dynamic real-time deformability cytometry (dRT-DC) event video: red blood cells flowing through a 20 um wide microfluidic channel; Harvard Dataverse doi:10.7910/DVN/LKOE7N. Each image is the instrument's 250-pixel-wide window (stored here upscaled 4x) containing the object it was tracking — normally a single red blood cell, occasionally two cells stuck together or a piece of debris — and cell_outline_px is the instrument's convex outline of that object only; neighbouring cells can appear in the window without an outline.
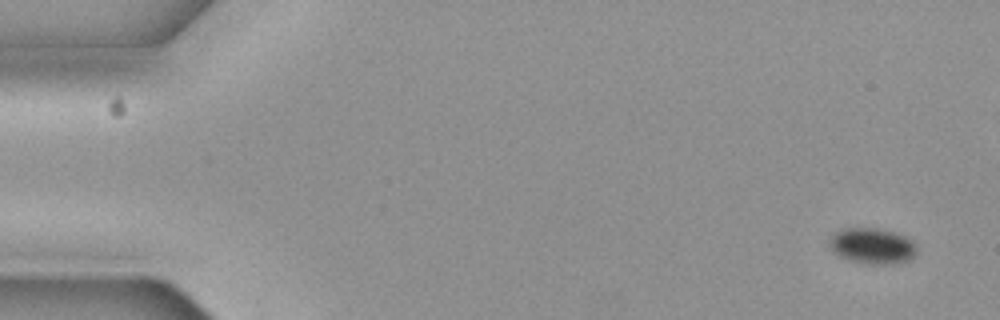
{"species": "common noctule bat (a hibernating species)", "species_latin": "Nyctalus noctula", "temperature_condition": "cold", "stored_images_in_passage": 7, "camera_frame_rate_fps": 3000, "um_per_image_px": 0.085, "animal": {"sex": "female", "body_mass_g": 19.3, "forearm_length_mm": 54.1}, "frame": {"image": 1, "passage_image": 1, "time_ms": 0.0, "image_size_px": [1000, 320], "cell_outline_px": [[916, 248], [912, 256], [908, 260], [884, 264], [868, 264], [848, 260], [832, 252], [832, 236], [836, 232], [848, 228], [876, 228], [892, 232], [904, 236]], "centroid_in_image_um": [74.1, 20.91], "position_along_channel_um": 10.9, "area_um2": 17.46}}